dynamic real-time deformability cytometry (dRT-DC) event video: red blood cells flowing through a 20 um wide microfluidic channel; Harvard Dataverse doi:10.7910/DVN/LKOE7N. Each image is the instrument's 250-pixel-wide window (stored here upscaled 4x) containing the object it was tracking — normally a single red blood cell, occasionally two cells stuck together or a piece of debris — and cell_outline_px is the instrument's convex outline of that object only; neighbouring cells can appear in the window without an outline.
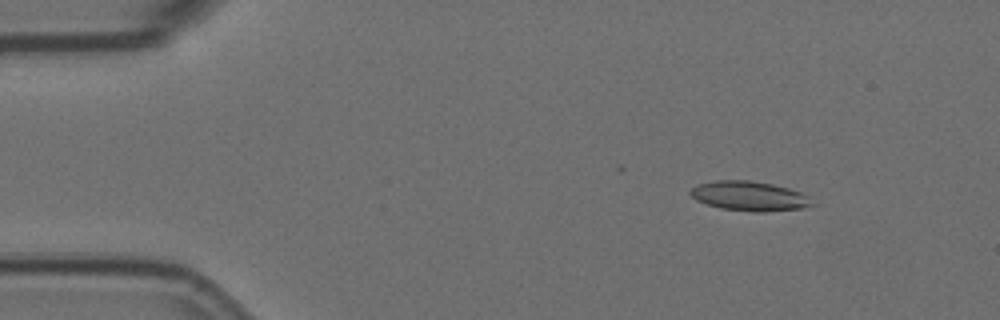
{"species": "Egyptian fruit bat (a non-hibernating species)", "species_latin": "Rousettus aegyptiacus", "temperature_condition": "room temperature", "stored_images_in_passage": 55, "camera_frame_rate_fps": 3000, "um_per_image_px": 0.085, "animal": {"sex": "female"}, "frame": {"image": 1, "passage_image": 6, "time_ms": 1.667, "image_size_px": [1000, 320], "cell_outline_px": [[816, 204], [800, 208], [764, 212], [756, 212], [720, 208], [696, 200], [688, 192], [692, 188], [700, 184], [716, 180], [748, 180], [772, 184], [788, 188], [800, 192]], "centroid_in_image_um": [63.68, 16.66], "position_along_channel_um": 21.3, "area_um2": 20.69}}
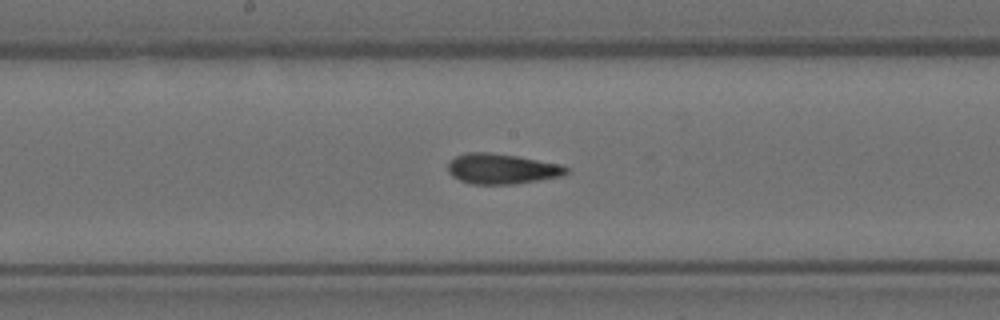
{"frame": {"image": 2, "passage_image": 28, "time_ms": 9.0, "image_size_px": [1000, 320], "cell_outline_px": [[568, 172], [560, 176], [512, 184], [472, 184], [460, 180], [452, 176], [448, 172], [448, 164], [456, 156], [464, 152], [488, 152], [516, 156], [560, 164], [568, 168]], "centroid_in_image_um": [42.61, 14.34], "position_along_channel_um": 205.6, "area_um2": 20.63}}
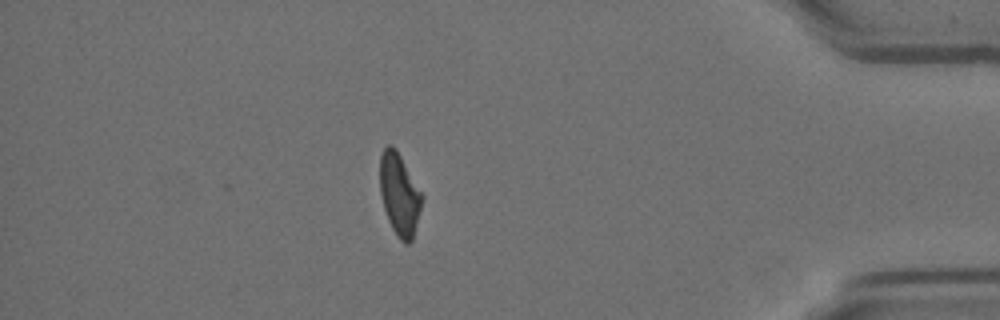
{"frame": {"image": 3, "passage_image": 48, "time_ms": 15.667, "image_size_px": [1000, 320], "cell_outline_px": [[424, 196], [412, 240], [408, 244], [404, 244], [400, 240], [392, 228], [388, 220], [384, 208], [380, 192], [380, 156], [384, 148], [388, 144], [392, 144], [396, 148]], "centroid_in_image_um": [33.95, 16.51], "position_along_channel_um": 401.2, "area_um2": 20.11}, "authors_computed_cell_mechanics": {"area_um2": 20.6346, "velocity_mm_per_s": 3.5935, "shape_relaxation_time_tau1_ms": 6.8073, "shape_relaxation_time_tau2_ms": 1.8349, "deformation_change_tau1": 0.1949, "deformation_change_tau2": 0.1073}}